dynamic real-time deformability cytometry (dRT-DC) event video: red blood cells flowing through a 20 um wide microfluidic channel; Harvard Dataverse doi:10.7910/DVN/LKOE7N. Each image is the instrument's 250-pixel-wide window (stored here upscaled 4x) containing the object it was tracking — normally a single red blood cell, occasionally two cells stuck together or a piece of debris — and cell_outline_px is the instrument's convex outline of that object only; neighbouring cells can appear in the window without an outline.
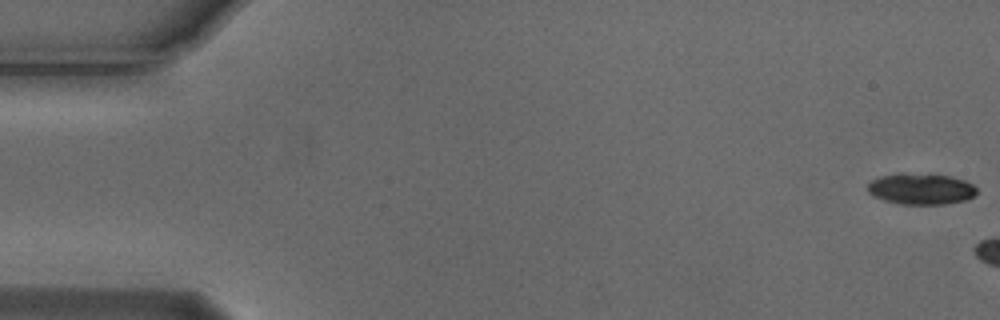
{"species": "Egyptian fruit bat (a non-hibernating species)", "species_latin": "Rousettus aegyptiacus", "temperature_condition": "cold", "stored_images_in_passage": 3, "camera_frame_rate_fps": 3000, "um_per_image_px": 0.085, "animal": {"sex": "male"}, "frame": {"image": 1, "passage_image": 1, "time_ms": 0.0, "image_size_px": [1000, 320], "cell_outline_px": [[976, 196], [964, 200], [944, 204], [900, 204], [884, 200], [872, 196], [868, 192], [868, 184], [872, 180], [880, 176], [904, 172], [952, 176], [964, 180], [972, 184], [976, 188]], "centroid_in_image_um": [78.27, 16.05], "position_along_channel_um": 6.7, "area_um2": 19.94}}